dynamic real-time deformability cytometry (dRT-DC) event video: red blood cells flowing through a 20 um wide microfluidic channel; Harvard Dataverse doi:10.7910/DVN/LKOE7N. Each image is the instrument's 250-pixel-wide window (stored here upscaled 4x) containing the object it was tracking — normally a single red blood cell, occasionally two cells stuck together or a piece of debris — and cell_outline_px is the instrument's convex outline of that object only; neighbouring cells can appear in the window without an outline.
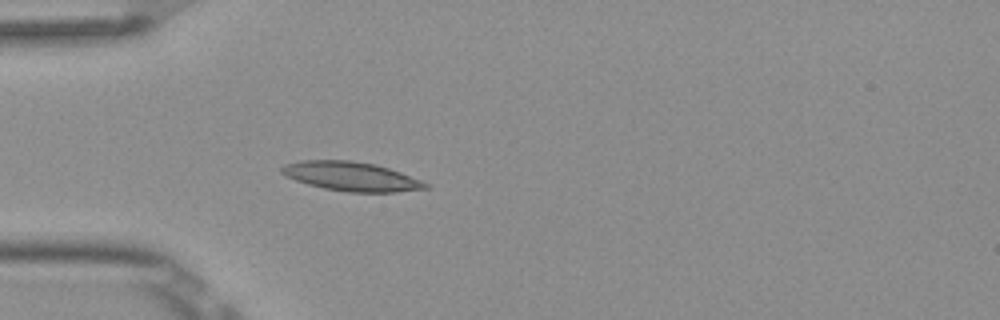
{"species": "Egyptian fruit bat (a non-hibernating species)", "species_latin": "Rousettus aegyptiacus", "temperature_condition": "room temperature", "stored_images_in_passage": 3, "camera_frame_rate_fps": 3000, "um_per_image_px": 0.085, "frame": {"image": 1, "passage_image": 3, "time_ms": 0.667, "image_size_px": [1000, 320], "cell_outline_px": [[428, 188], [396, 192], [348, 192], [324, 188], [308, 184], [296, 180], [280, 172], [280, 168], [284, 164], [300, 160], [352, 160], [376, 164], [400, 172], [420, 180], [428, 184]], "centroid_in_image_um": [29.83, 14.98], "position_along_channel_um": 55.2, "area_um2": 24.28}}